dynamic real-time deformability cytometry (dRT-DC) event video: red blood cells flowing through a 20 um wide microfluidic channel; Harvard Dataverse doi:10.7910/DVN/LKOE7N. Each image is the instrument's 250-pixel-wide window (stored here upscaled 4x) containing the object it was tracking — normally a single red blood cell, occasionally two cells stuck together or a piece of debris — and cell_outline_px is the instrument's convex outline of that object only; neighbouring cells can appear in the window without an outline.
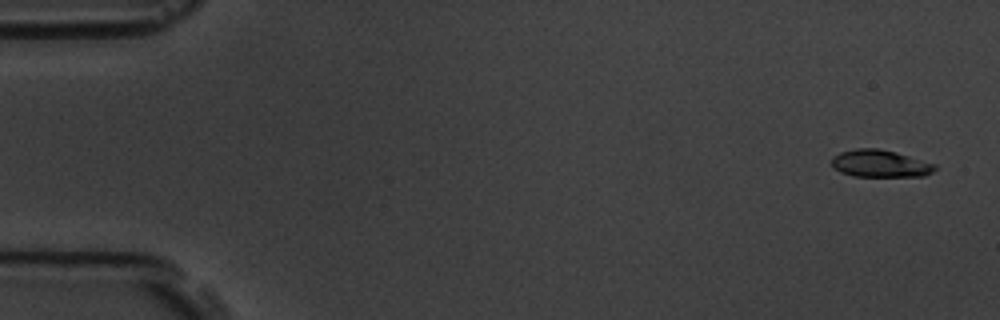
{"species": "common noctule bat (a hibernating species)", "species_latin": "Nyctalus noctula", "temperature_condition": "room temperature", "stored_images_in_passage": 58, "camera_frame_rate_fps": 3000, "um_per_image_px": 0.085, "animal": {"sex": "male", "body_mass_g": 19.5, "forearm_length_mm": 54.6}, "frame": {"image": 1, "passage_image": 3, "time_ms": 0.667, "image_size_px": [1000, 320], "cell_outline_px": [[936, 168], [932, 172], [924, 176], [852, 176], [840, 172], [832, 164], [832, 156], [840, 152], [856, 148], [876, 148], [896, 152], [936, 164]], "centroid_in_image_um": [74.81, 13.9], "position_along_channel_um": 10.2, "area_um2": 16.36}}
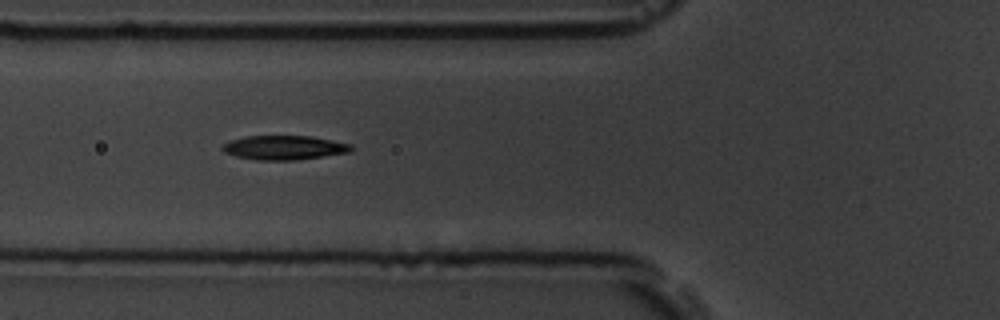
{"frame": {"image": 2, "passage_image": 22, "time_ms": 7.0, "image_size_px": [1000, 320], "cell_outline_px": [[352, 152], [296, 160], [256, 160], [236, 156], [224, 152], [220, 148], [224, 144], [232, 140], [244, 136], [312, 136], [352, 144]], "centroid_in_image_um": [24.17, 12.55], "position_along_channel_um": 101.6, "area_um2": 18.21}}
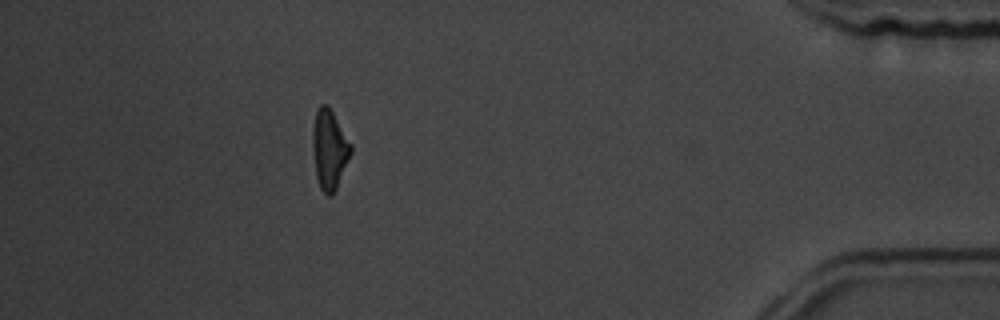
{"frame": {"image": 3, "passage_image": 52, "time_ms": 17.0, "image_size_px": [1000, 320], "cell_outline_px": [[352, 152], [336, 188], [332, 196], [328, 196], [320, 188], [316, 176], [312, 144], [312, 128], [316, 112], [320, 104], [328, 104], [352, 144]], "centroid_in_image_um": [28.0, 12.67], "position_along_channel_um": 407.2, "area_um2": 17.74}, "authors_computed_cell_mechanics": {"area_um2": 17.629, "velocity_mm_per_s": 3.5687, "shape_relaxation_time_tau1_ms": 2.5989, "shape_relaxation_time_tau2_ms": 2.9069, "deformation_change_tau1": 0.121, "deformation_change_tau2": 0.097}}